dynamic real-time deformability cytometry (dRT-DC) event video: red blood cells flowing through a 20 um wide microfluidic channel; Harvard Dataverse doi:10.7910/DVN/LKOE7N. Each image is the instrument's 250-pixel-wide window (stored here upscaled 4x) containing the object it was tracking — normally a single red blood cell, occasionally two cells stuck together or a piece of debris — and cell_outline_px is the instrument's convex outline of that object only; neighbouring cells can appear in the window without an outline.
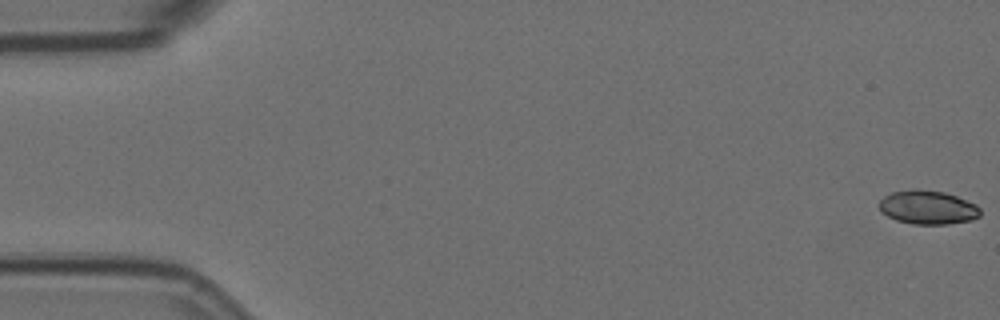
{"species": "Egyptian fruit bat (a non-hibernating species)", "species_latin": "Rousettus aegyptiacus", "temperature_condition": "room temperature", "stored_images_in_passage": 57, "camera_frame_rate_fps": 3000, "um_per_image_px": 0.085, "animal": {"sex": "female"}, "frame": {"image": 1, "passage_image": 1, "time_ms": 0.0, "image_size_px": [1000, 320], "cell_outline_px": [[980, 216], [972, 220], [948, 224], [912, 224], [896, 220], [880, 212], [880, 200], [884, 196], [892, 192], [912, 188], [916, 188], [944, 192], [956, 196], [976, 204], [980, 208]], "centroid_in_image_um": [78.86, 17.62], "position_along_channel_um": 6.1, "area_um2": 20.06}}
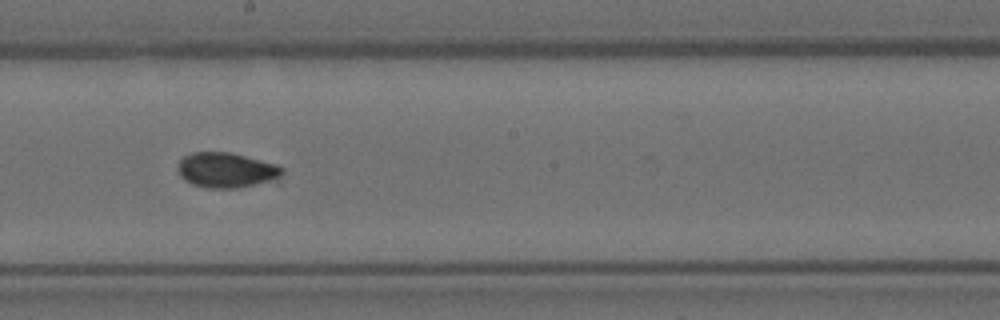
{"frame": {"image": 2, "passage_image": 32, "time_ms": 10.333, "image_size_px": [1000, 320], "cell_outline_px": [[284, 172], [280, 184], [236, 188], [208, 188], [192, 184], [184, 180], [180, 176], [180, 160], [184, 156], [192, 152], [232, 152], [276, 164], [284, 168]], "centroid_in_image_um": [19.42, 14.5], "position_along_channel_um": 228.8, "area_um2": 22.25}}
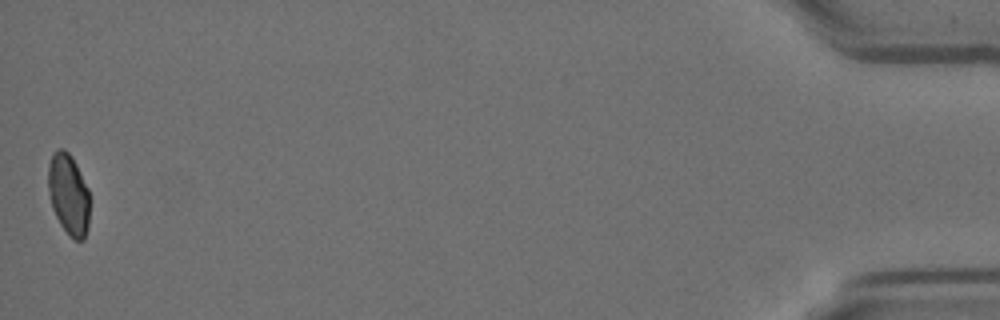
{"frame": {"image": 3, "passage_image": 57, "time_ms": 18.667, "image_size_px": [1000, 320], "cell_outline_px": [[88, 224], [84, 240], [72, 240], [68, 236], [60, 224], [52, 208], [48, 188], [48, 164], [52, 152], [56, 148], [64, 148], [72, 156], [88, 188]], "centroid_in_image_um": [5.8, 16.5], "position_along_channel_um": 429.4, "area_um2": 19.77}}